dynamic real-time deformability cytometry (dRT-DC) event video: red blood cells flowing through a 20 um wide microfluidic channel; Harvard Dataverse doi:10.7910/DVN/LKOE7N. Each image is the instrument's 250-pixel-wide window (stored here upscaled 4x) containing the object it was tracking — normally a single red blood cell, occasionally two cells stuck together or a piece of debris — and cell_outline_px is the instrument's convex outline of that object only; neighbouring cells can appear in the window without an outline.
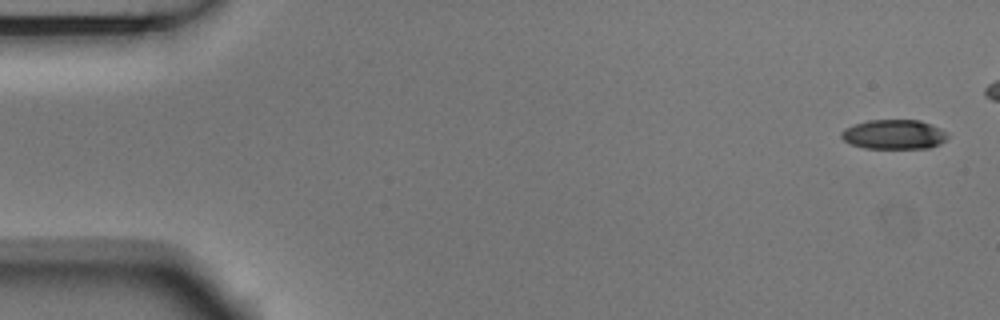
{"species": "Egyptian fruit bat (a non-hibernating species)", "species_latin": "Rousettus aegyptiacus", "temperature_condition": "room temperature", "stored_images_in_passage": 6, "camera_frame_rate_fps": 3000, "um_per_image_px": 0.085, "animal": {"sex": "male"}, "frame": {"image": 1, "passage_image": 1, "time_ms": 0.0, "image_size_px": [1000, 320], "cell_outline_px": [[948, 140], [940, 144], [928, 148], [864, 148], [852, 144], [844, 140], [840, 136], [840, 132], [844, 128], [868, 120], [920, 120], [932, 124], [948, 132]], "centroid_in_image_um": [76.02, 11.42], "position_along_channel_um": 9.0, "area_um2": 18.44}}
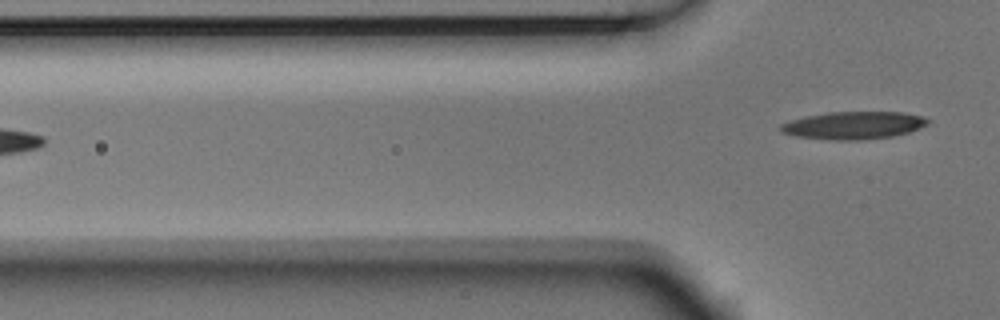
{"frame": {"image": 2, "passage_image": 6, "time_ms": 1.667, "image_size_px": [1000, 320], "cell_outline_px": [[932, 120], [928, 124], [920, 128], [908, 132], [892, 136], [860, 140], [828, 140], [796, 136], [780, 132], [780, 124], [804, 116], [828, 112], [904, 112], [920, 116]], "centroid_in_image_um": [72.54, 10.65], "position_along_channel_um": 53.3, "area_um2": 23.76}}